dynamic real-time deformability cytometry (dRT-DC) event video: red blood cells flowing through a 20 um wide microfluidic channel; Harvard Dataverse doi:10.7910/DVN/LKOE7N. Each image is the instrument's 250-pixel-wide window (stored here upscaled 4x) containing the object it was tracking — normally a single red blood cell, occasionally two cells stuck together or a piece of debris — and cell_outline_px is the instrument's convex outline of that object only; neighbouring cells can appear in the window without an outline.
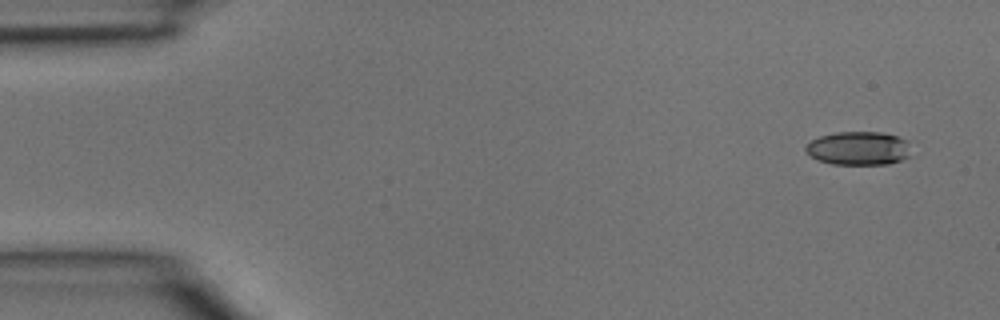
{"species": "common noctule bat (a hibernating species)", "species_latin": "Nyctalus noctula", "temperature_condition": "room temperature", "stored_images_in_passage": 4, "camera_frame_rate_fps": 3000, "um_per_image_px": 0.085, "animal": {"sex": "male", "body_mass_g": 15.6}, "frame": {"image": 1, "passage_image": 1, "time_ms": 0.0, "image_size_px": [1000, 320], "cell_outline_px": [[908, 156], [900, 160], [888, 164], [832, 164], [820, 160], [804, 152], [804, 144], [820, 136], [836, 132], [880, 132], [896, 136], [908, 140]], "centroid_in_image_um": [72.93, 12.6], "position_along_channel_um": 12.1, "area_um2": 20.52}}
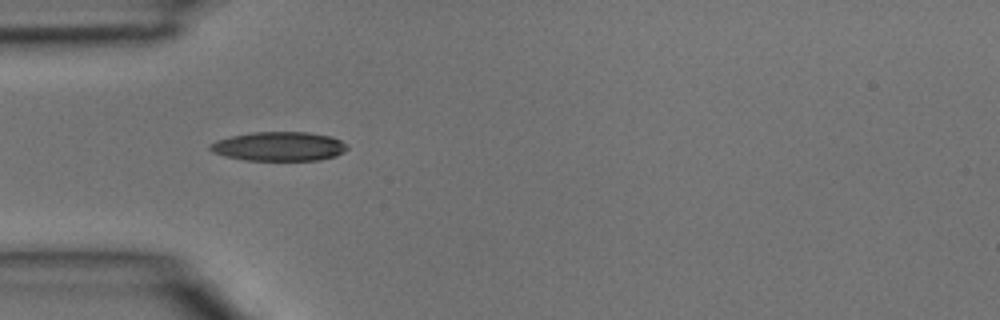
{"frame": {"image": 2, "passage_image": 4, "time_ms": 1.0, "image_size_px": [1000, 320], "cell_outline_px": [[348, 148], [344, 152], [336, 156], [320, 160], [244, 160], [224, 156], [212, 152], [208, 148], [208, 144], [216, 140], [232, 136], [252, 132], [308, 132], [332, 136], [348, 144]], "centroid_in_image_um": [23.72, 12.44], "position_along_channel_um": 61.3, "area_um2": 23.52}}